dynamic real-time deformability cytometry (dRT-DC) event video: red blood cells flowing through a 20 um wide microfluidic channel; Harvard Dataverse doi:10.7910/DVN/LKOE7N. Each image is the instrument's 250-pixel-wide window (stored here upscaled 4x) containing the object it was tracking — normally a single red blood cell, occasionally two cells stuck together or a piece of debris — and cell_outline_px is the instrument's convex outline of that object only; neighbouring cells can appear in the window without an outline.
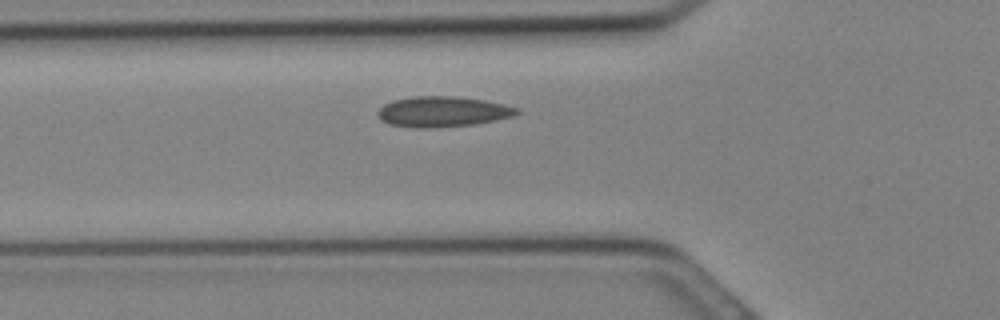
{"species": "Egyptian fruit bat (a non-hibernating species)", "species_latin": "Rousettus aegyptiacus", "temperature_condition": "cold", "stored_images_in_passage": 23, "camera_frame_rate_fps": 3000, "um_per_image_px": 0.085, "animal": {"sex": "female"}, "frame": {"image": 1, "passage_image": 3, "time_ms": 0.667, "image_size_px": [1000, 320], "cell_outline_px": [[520, 112], [512, 116], [472, 124], [432, 128], [416, 128], [388, 124], [380, 120], [376, 116], [376, 112], [384, 104], [392, 100], [412, 96], [456, 96], [484, 100], [504, 104], [520, 108]], "centroid_in_image_um": [37.56, 9.48], "position_along_channel_um": 88.2, "area_um2": 24.8}}
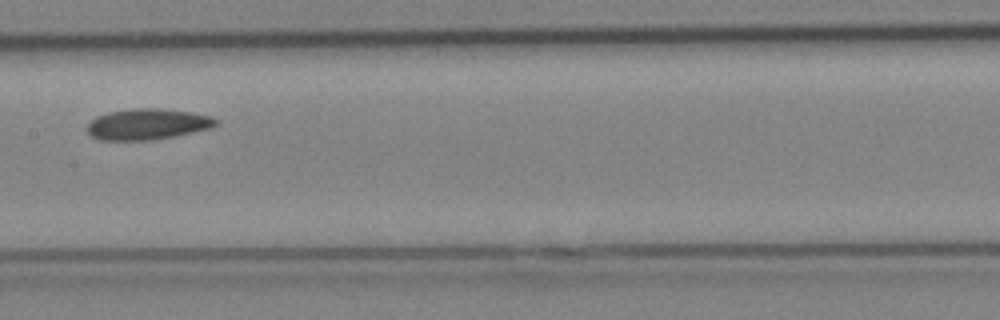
{"frame": {"image": 2, "passage_image": 8, "time_ms": 2.333, "image_size_px": [1000, 320], "cell_outline_px": [[220, 124], [212, 128], [152, 140], [100, 140], [92, 136], [84, 128], [96, 116], [108, 112], [128, 108], [160, 108], [192, 112], [212, 116], [220, 120]], "centroid_in_image_um": [12.55, 10.54], "position_along_channel_um": 194.8, "area_um2": 23.52}}
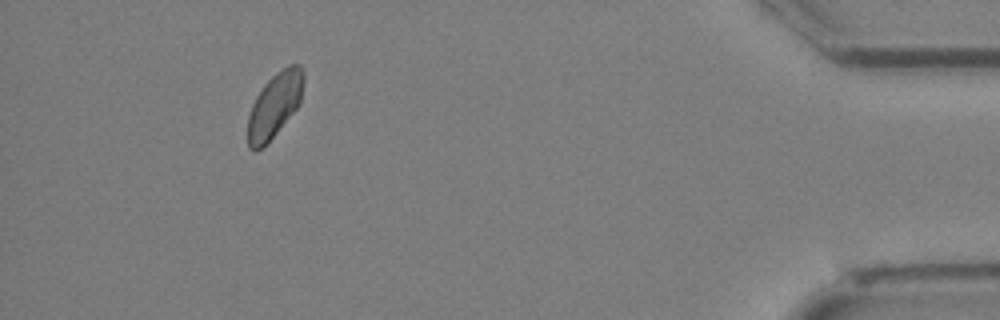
{"frame": {"image": 3, "passage_image": 21, "time_ms": 6.667, "image_size_px": [1000, 320], "cell_outline_px": [[304, 80], [300, 104], [276, 132], [256, 152], [248, 148], [248, 116], [252, 104], [256, 96], [264, 84], [276, 72], [288, 64], [300, 64], [304, 68]], "centroid_in_image_um": [23.36, 8.88], "position_along_channel_um": 411.8, "area_um2": 20.92}}